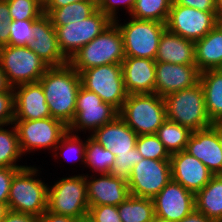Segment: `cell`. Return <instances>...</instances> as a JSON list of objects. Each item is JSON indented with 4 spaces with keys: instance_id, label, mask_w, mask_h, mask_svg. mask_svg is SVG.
I'll return each instance as SVG.
<instances>
[{
    "instance_id": "6da1fadb",
    "label": "cell",
    "mask_w": 222,
    "mask_h": 222,
    "mask_svg": "<svg viewBox=\"0 0 222 222\" xmlns=\"http://www.w3.org/2000/svg\"><path fill=\"white\" fill-rule=\"evenodd\" d=\"M39 82L52 118L62 121L67 127L73 121L81 76L69 64L49 67Z\"/></svg>"
},
{
    "instance_id": "7a4b0ae2",
    "label": "cell",
    "mask_w": 222,
    "mask_h": 222,
    "mask_svg": "<svg viewBox=\"0 0 222 222\" xmlns=\"http://www.w3.org/2000/svg\"><path fill=\"white\" fill-rule=\"evenodd\" d=\"M125 59L123 37L115 22L78 50L69 64L80 74L83 70L106 64H121Z\"/></svg>"
},
{
    "instance_id": "3957f363",
    "label": "cell",
    "mask_w": 222,
    "mask_h": 222,
    "mask_svg": "<svg viewBox=\"0 0 222 222\" xmlns=\"http://www.w3.org/2000/svg\"><path fill=\"white\" fill-rule=\"evenodd\" d=\"M118 115L138 136L156 134L167 119L164 98L156 93L127 95Z\"/></svg>"
},
{
    "instance_id": "277c9868",
    "label": "cell",
    "mask_w": 222,
    "mask_h": 222,
    "mask_svg": "<svg viewBox=\"0 0 222 222\" xmlns=\"http://www.w3.org/2000/svg\"><path fill=\"white\" fill-rule=\"evenodd\" d=\"M38 171L37 168L26 166L14 174L8 196L9 210L38 218L46 212L48 185L36 179Z\"/></svg>"
},
{
    "instance_id": "5b68a950",
    "label": "cell",
    "mask_w": 222,
    "mask_h": 222,
    "mask_svg": "<svg viewBox=\"0 0 222 222\" xmlns=\"http://www.w3.org/2000/svg\"><path fill=\"white\" fill-rule=\"evenodd\" d=\"M163 98L168 120L191 131L206 129L213 124L206 111L204 90L200 82Z\"/></svg>"
},
{
    "instance_id": "8992f818",
    "label": "cell",
    "mask_w": 222,
    "mask_h": 222,
    "mask_svg": "<svg viewBox=\"0 0 222 222\" xmlns=\"http://www.w3.org/2000/svg\"><path fill=\"white\" fill-rule=\"evenodd\" d=\"M0 67L8 84L15 86L39 82L49 66L27 46L0 47Z\"/></svg>"
},
{
    "instance_id": "52a82bcc",
    "label": "cell",
    "mask_w": 222,
    "mask_h": 222,
    "mask_svg": "<svg viewBox=\"0 0 222 222\" xmlns=\"http://www.w3.org/2000/svg\"><path fill=\"white\" fill-rule=\"evenodd\" d=\"M50 187V188H49ZM48 187L47 210L74 219L88 215L86 175L62 178Z\"/></svg>"
},
{
    "instance_id": "ba28073f",
    "label": "cell",
    "mask_w": 222,
    "mask_h": 222,
    "mask_svg": "<svg viewBox=\"0 0 222 222\" xmlns=\"http://www.w3.org/2000/svg\"><path fill=\"white\" fill-rule=\"evenodd\" d=\"M117 24L123 37L125 57L156 59L159 40L166 24L154 20H138Z\"/></svg>"
},
{
    "instance_id": "9c48e42d",
    "label": "cell",
    "mask_w": 222,
    "mask_h": 222,
    "mask_svg": "<svg viewBox=\"0 0 222 222\" xmlns=\"http://www.w3.org/2000/svg\"><path fill=\"white\" fill-rule=\"evenodd\" d=\"M80 76L84 88L96 93L103 102L111 104L118 111L121 109L128 95L121 64H106L86 69Z\"/></svg>"
},
{
    "instance_id": "30bf717a",
    "label": "cell",
    "mask_w": 222,
    "mask_h": 222,
    "mask_svg": "<svg viewBox=\"0 0 222 222\" xmlns=\"http://www.w3.org/2000/svg\"><path fill=\"white\" fill-rule=\"evenodd\" d=\"M22 154L35 149L53 150L68 127L60 120L49 117L38 120H14Z\"/></svg>"
},
{
    "instance_id": "8fae6325",
    "label": "cell",
    "mask_w": 222,
    "mask_h": 222,
    "mask_svg": "<svg viewBox=\"0 0 222 222\" xmlns=\"http://www.w3.org/2000/svg\"><path fill=\"white\" fill-rule=\"evenodd\" d=\"M112 21L100 10L82 21L57 26L58 45L63 55L70 60L83 46L100 35Z\"/></svg>"
},
{
    "instance_id": "7c38bea8",
    "label": "cell",
    "mask_w": 222,
    "mask_h": 222,
    "mask_svg": "<svg viewBox=\"0 0 222 222\" xmlns=\"http://www.w3.org/2000/svg\"><path fill=\"white\" fill-rule=\"evenodd\" d=\"M118 114L119 111L115 107L103 102L96 93L81 85L77 94L75 117L68 126V131L78 133L81 130H93L94 132L113 121Z\"/></svg>"
},
{
    "instance_id": "4fadbf2b",
    "label": "cell",
    "mask_w": 222,
    "mask_h": 222,
    "mask_svg": "<svg viewBox=\"0 0 222 222\" xmlns=\"http://www.w3.org/2000/svg\"><path fill=\"white\" fill-rule=\"evenodd\" d=\"M172 179L170 160L143 158L128 179L130 195L153 199Z\"/></svg>"
},
{
    "instance_id": "5bb4252c",
    "label": "cell",
    "mask_w": 222,
    "mask_h": 222,
    "mask_svg": "<svg viewBox=\"0 0 222 222\" xmlns=\"http://www.w3.org/2000/svg\"><path fill=\"white\" fill-rule=\"evenodd\" d=\"M217 25V12H205L172 3L166 28L185 39L197 41Z\"/></svg>"
},
{
    "instance_id": "9a60e30c",
    "label": "cell",
    "mask_w": 222,
    "mask_h": 222,
    "mask_svg": "<svg viewBox=\"0 0 222 222\" xmlns=\"http://www.w3.org/2000/svg\"><path fill=\"white\" fill-rule=\"evenodd\" d=\"M155 215L179 222L195 209V194L171 179L152 199Z\"/></svg>"
},
{
    "instance_id": "2e32d148",
    "label": "cell",
    "mask_w": 222,
    "mask_h": 222,
    "mask_svg": "<svg viewBox=\"0 0 222 222\" xmlns=\"http://www.w3.org/2000/svg\"><path fill=\"white\" fill-rule=\"evenodd\" d=\"M199 78L200 71L196 65L156 62L154 93L165 97L195 86Z\"/></svg>"
},
{
    "instance_id": "e0dca14e",
    "label": "cell",
    "mask_w": 222,
    "mask_h": 222,
    "mask_svg": "<svg viewBox=\"0 0 222 222\" xmlns=\"http://www.w3.org/2000/svg\"><path fill=\"white\" fill-rule=\"evenodd\" d=\"M172 180L196 194L211 180L214 174L196 157L185 150L170 157Z\"/></svg>"
},
{
    "instance_id": "ac0fdd59",
    "label": "cell",
    "mask_w": 222,
    "mask_h": 222,
    "mask_svg": "<svg viewBox=\"0 0 222 222\" xmlns=\"http://www.w3.org/2000/svg\"><path fill=\"white\" fill-rule=\"evenodd\" d=\"M34 39L27 47L34 51L49 67H58L69 63L61 52L56 29L50 18L43 14L32 25Z\"/></svg>"
},
{
    "instance_id": "d6986e66",
    "label": "cell",
    "mask_w": 222,
    "mask_h": 222,
    "mask_svg": "<svg viewBox=\"0 0 222 222\" xmlns=\"http://www.w3.org/2000/svg\"><path fill=\"white\" fill-rule=\"evenodd\" d=\"M14 120H38L52 117L40 82L13 87Z\"/></svg>"
},
{
    "instance_id": "ffe728a7",
    "label": "cell",
    "mask_w": 222,
    "mask_h": 222,
    "mask_svg": "<svg viewBox=\"0 0 222 222\" xmlns=\"http://www.w3.org/2000/svg\"><path fill=\"white\" fill-rule=\"evenodd\" d=\"M86 190L89 207L98 205L119 206L130 195L128 183L110 173L100 174L99 178L97 176L93 178L87 174Z\"/></svg>"
},
{
    "instance_id": "44dd1931",
    "label": "cell",
    "mask_w": 222,
    "mask_h": 222,
    "mask_svg": "<svg viewBox=\"0 0 222 222\" xmlns=\"http://www.w3.org/2000/svg\"><path fill=\"white\" fill-rule=\"evenodd\" d=\"M185 151L200 160L214 175H222V147L212 127L192 131Z\"/></svg>"
},
{
    "instance_id": "7402d4cb",
    "label": "cell",
    "mask_w": 222,
    "mask_h": 222,
    "mask_svg": "<svg viewBox=\"0 0 222 222\" xmlns=\"http://www.w3.org/2000/svg\"><path fill=\"white\" fill-rule=\"evenodd\" d=\"M127 94L154 93L156 61L125 57L121 63Z\"/></svg>"
},
{
    "instance_id": "603a6c76",
    "label": "cell",
    "mask_w": 222,
    "mask_h": 222,
    "mask_svg": "<svg viewBox=\"0 0 222 222\" xmlns=\"http://www.w3.org/2000/svg\"><path fill=\"white\" fill-rule=\"evenodd\" d=\"M90 137L116 157L118 154L132 153L138 135L118 115L113 121L98 128Z\"/></svg>"
},
{
    "instance_id": "cb8c5ba5",
    "label": "cell",
    "mask_w": 222,
    "mask_h": 222,
    "mask_svg": "<svg viewBox=\"0 0 222 222\" xmlns=\"http://www.w3.org/2000/svg\"><path fill=\"white\" fill-rule=\"evenodd\" d=\"M155 61L196 65L195 42L172 33L166 28L160 37Z\"/></svg>"
},
{
    "instance_id": "d4e9b609",
    "label": "cell",
    "mask_w": 222,
    "mask_h": 222,
    "mask_svg": "<svg viewBox=\"0 0 222 222\" xmlns=\"http://www.w3.org/2000/svg\"><path fill=\"white\" fill-rule=\"evenodd\" d=\"M195 62L200 72L222 69V29L218 25L195 41Z\"/></svg>"
},
{
    "instance_id": "484cf974",
    "label": "cell",
    "mask_w": 222,
    "mask_h": 222,
    "mask_svg": "<svg viewBox=\"0 0 222 222\" xmlns=\"http://www.w3.org/2000/svg\"><path fill=\"white\" fill-rule=\"evenodd\" d=\"M199 82L205 95V107L212 123L222 121V69L200 72Z\"/></svg>"
},
{
    "instance_id": "4316f807",
    "label": "cell",
    "mask_w": 222,
    "mask_h": 222,
    "mask_svg": "<svg viewBox=\"0 0 222 222\" xmlns=\"http://www.w3.org/2000/svg\"><path fill=\"white\" fill-rule=\"evenodd\" d=\"M195 209L209 219L222 220V175H214L195 194Z\"/></svg>"
},
{
    "instance_id": "83f0119b",
    "label": "cell",
    "mask_w": 222,
    "mask_h": 222,
    "mask_svg": "<svg viewBox=\"0 0 222 222\" xmlns=\"http://www.w3.org/2000/svg\"><path fill=\"white\" fill-rule=\"evenodd\" d=\"M122 222H151L155 216L152 199L129 195L119 206Z\"/></svg>"
},
{
    "instance_id": "f1b7e54d",
    "label": "cell",
    "mask_w": 222,
    "mask_h": 222,
    "mask_svg": "<svg viewBox=\"0 0 222 222\" xmlns=\"http://www.w3.org/2000/svg\"><path fill=\"white\" fill-rule=\"evenodd\" d=\"M98 10V6L89 0L74 2L52 10L47 16L50 18L52 25L64 26L69 23L82 21L91 16Z\"/></svg>"
},
{
    "instance_id": "f546056e",
    "label": "cell",
    "mask_w": 222,
    "mask_h": 222,
    "mask_svg": "<svg viewBox=\"0 0 222 222\" xmlns=\"http://www.w3.org/2000/svg\"><path fill=\"white\" fill-rule=\"evenodd\" d=\"M192 131L168 119L158 128L156 135L170 155L186 149Z\"/></svg>"
},
{
    "instance_id": "4dcf8cb0",
    "label": "cell",
    "mask_w": 222,
    "mask_h": 222,
    "mask_svg": "<svg viewBox=\"0 0 222 222\" xmlns=\"http://www.w3.org/2000/svg\"><path fill=\"white\" fill-rule=\"evenodd\" d=\"M11 129H4L3 125H0V168H24L25 165H16L17 159H21L23 154L15 125Z\"/></svg>"
},
{
    "instance_id": "1f68e13d",
    "label": "cell",
    "mask_w": 222,
    "mask_h": 222,
    "mask_svg": "<svg viewBox=\"0 0 222 222\" xmlns=\"http://www.w3.org/2000/svg\"><path fill=\"white\" fill-rule=\"evenodd\" d=\"M173 0H136L130 18L138 20H154L165 23Z\"/></svg>"
},
{
    "instance_id": "d6a6232c",
    "label": "cell",
    "mask_w": 222,
    "mask_h": 222,
    "mask_svg": "<svg viewBox=\"0 0 222 222\" xmlns=\"http://www.w3.org/2000/svg\"><path fill=\"white\" fill-rule=\"evenodd\" d=\"M115 162L110 149L104 148L91 137L86 139L85 164L99 174H109Z\"/></svg>"
},
{
    "instance_id": "836d02e7",
    "label": "cell",
    "mask_w": 222,
    "mask_h": 222,
    "mask_svg": "<svg viewBox=\"0 0 222 222\" xmlns=\"http://www.w3.org/2000/svg\"><path fill=\"white\" fill-rule=\"evenodd\" d=\"M11 20L39 19L44 14L40 0H7Z\"/></svg>"
},
{
    "instance_id": "e575fe53",
    "label": "cell",
    "mask_w": 222,
    "mask_h": 222,
    "mask_svg": "<svg viewBox=\"0 0 222 222\" xmlns=\"http://www.w3.org/2000/svg\"><path fill=\"white\" fill-rule=\"evenodd\" d=\"M136 149L143 158L153 160H170L171 155L156 134L137 137Z\"/></svg>"
},
{
    "instance_id": "d590c367",
    "label": "cell",
    "mask_w": 222,
    "mask_h": 222,
    "mask_svg": "<svg viewBox=\"0 0 222 222\" xmlns=\"http://www.w3.org/2000/svg\"><path fill=\"white\" fill-rule=\"evenodd\" d=\"M36 20H11L9 25V45L27 46L34 39L32 25Z\"/></svg>"
},
{
    "instance_id": "8d00e7d4",
    "label": "cell",
    "mask_w": 222,
    "mask_h": 222,
    "mask_svg": "<svg viewBox=\"0 0 222 222\" xmlns=\"http://www.w3.org/2000/svg\"><path fill=\"white\" fill-rule=\"evenodd\" d=\"M143 159V156L137 151L136 147L132 153L118 154L111 168L110 174L116 178L128 182L132 168Z\"/></svg>"
},
{
    "instance_id": "74e56055",
    "label": "cell",
    "mask_w": 222,
    "mask_h": 222,
    "mask_svg": "<svg viewBox=\"0 0 222 222\" xmlns=\"http://www.w3.org/2000/svg\"><path fill=\"white\" fill-rule=\"evenodd\" d=\"M85 148H86V140L83 143V141L80 139V136L78 137L77 133L73 134L72 132L67 131L60 139V142L55 147L54 151L60 150L59 153L64 154V155H65V153L63 151H65V150H66V152L67 151L74 152V155L76 153V155L78 156V157L76 156L78 158V160L81 159L80 161L83 162L85 165ZM79 156H80V158H79ZM63 158H65V157H63ZM66 158H65V160L68 159V158L67 159ZM77 158H76V160H77Z\"/></svg>"
},
{
    "instance_id": "f35d334b",
    "label": "cell",
    "mask_w": 222,
    "mask_h": 222,
    "mask_svg": "<svg viewBox=\"0 0 222 222\" xmlns=\"http://www.w3.org/2000/svg\"><path fill=\"white\" fill-rule=\"evenodd\" d=\"M88 215L95 222H122L118 213V206H91L88 209Z\"/></svg>"
},
{
    "instance_id": "ab89813d",
    "label": "cell",
    "mask_w": 222,
    "mask_h": 222,
    "mask_svg": "<svg viewBox=\"0 0 222 222\" xmlns=\"http://www.w3.org/2000/svg\"><path fill=\"white\" fill-rule=\"evenodd\" d=\"M14 122V91L0 92V125H13Z\"/></svg>"
},
{
    "instance_id": "60d3db41",
    "label": "cell",
    "mask_w": 222,
    "mask_h": 222,
    "mask_svg": "<svg viewBox=\"0 0 222 222\" xmlns=\"http://www.w3.org/2000/svg\"><path fill=\"white\" fill-rule=\"evenodd\" d=\"M135 3L136 0H102L98 5V10L102 11L112 22H114L118 18L116 17L118 13L116 11L119 5L124 4L128 13L131 14Z\"/></svg>"
},
{
    "instance_id": "b9f144b4",
    "label": "cell",
    "mask_w": 222,
    "mask_h": 222,
    "mask_svg": "<svg viewBox=\"0 0 222 222\" xmlns=\"http://www.w3.org/2000/svg\"><path fill=\"white\" fill-rule=\"evenodd\" d=\"M10 21L7 0H0V47L9 45Z\"/></svg>"
},
{
    "instance_id": "7bdbcfd3",
    "label": "cell",
    "mask_w": 222,
    "mask_h": 222,
    "mask_svg": "<svg viewBox=\"0 0 222 222\" xmlns=\"http://www.w3.org/2000/svg\"><path fill=\"white\" fill-rule=\"evenodd\" d=\"M21 168H0V203L8 204L9 190L14 174Z\"/></svg>"
},
{
    "instance_id": "ee69618b",
    "label": "cell",
    "mask_w": 222,
    "mask_h": 222,
    "mask_svg": "<svg viewBox=\"0 0 222 222\" xmlns=\"http://www.w3.org/2000/svg\"><path fill=\"white\" fill-rule=\"evenodd\" d=\"M175 4L188 6L205 12H216L215 0H173Z\"/></svg>"
},
{
    "instance_id": "f6af8a7d",
    "label": "cell",
    "mask_w": 222,
    "mask_h": 222,
    "mask_svg": "<svg viewBox=\"0 0 222 222\" xmlns=\"http://www.w3.org/2000/svg\"><path fill=\"white\" fill-rule=\"evenodd\" d=\"M39 218L31 215L9 210L1 222H38Z\"/></svg>"
},
{
    "instance_id": "bcb514c9",
    "label": "cell",
    "mask_w": 222,
    "mask_h": 222,
    "mask_svg": "<svg viewBox=\"0 0 222 222\" xmlns=\"http://www.w3.org/2000/svg\"><path fill=\"white\" fill-rule=\"evenodd\" d=\"M76 219L65 216V215H59L54 214L48 210L39 218L38 222H75Z\"/></svg>"
},
{
    "instance_id": "7dc6e473",
    "label": "cell",
    "mask_w": 222,
    "mask_h": 222,
    "mask_svg": "<svg viewBox=\"0 0 222 222\" xmlns=\"http://www.w3.org/2000/svg\"><path fill=\"white\" fill-rule=\"evenodd\" d=\"M84 0H46L44 3V14L48 15L52 10L74 2H81Z\"/></svg>"
},
{
    "instance_id": "c3c4849f",
    "label": "cell",
    "mask_w": 222,
    "mask_h": 222,
    "mask_svg": "<svg viewBox=\"0 0 222 222\" xmlns=\"http://www.w3.org/2000/svg\"><path fill=\"white\" fill-rule=\"evenodd\" d=\"M179 222H216V221L207 218L204 214L194 209L190 214H188Z\"/></svg>"
},
{
    "instance_id": "681fc988",
    "label": "cell",
    "mask_w": 222,
    "mask_h": 222,
    "mask_svg": "<svg viewBox=\"0 0 222 222\" xmlns=\"http://www.w3.org/2000/svg\"><path fill=\"white\" fill-rule=\"evenodd\" d=\"M13 91V88L8 84L6 76L0 67V92Z\"/></svg>"
},
{
    "instance_id": "f907efd6",
    "label": "cell",
    "mask_w": 222,
    "mask_h": 222,
    "mask_svg": "<svg viewBox=\"0 0 222 222\" xmlns=\"http://www.w3.org/2000/svg\"><path fill=\"white\" fill-rule=\"evenodd\" d=\"M211 127L217 132V136L222 147V121L214 122Z\"/></svg>"
},
{
    "instance_id": "816d5d0a",
    "label": "cell",
    "mask_w": 222,
    "mask_h": 222,
    "mask_svg": "<svg viewBox=\"0 0 222 222\" xmlns=\"http://www.w3.org/2000/svg\"><path fill=\"white\" fill-rule=\"evenodd\" d=\"M8 211V204L0 203V222L5 218Z\"/></svg>"
},
{
    "instance_id": "f5cc1de1",
    "label": "cell",
    "mask_w": 222,
    "mask_h": 222,
    "mask_svg": "<svg viewBox=\"0 0 222 222\" xmlns=\"http://www.w3.org/2000/svg\"><path fill=\"white\" fill-rule=\"evenodd\" d=\"M75 222H95L89 215L77 218Z\"/></svg>"
},
{
    "instance_id": "db71d44e",
    "label": "cell",
    "mask_w": 222,
    "mask_h": 222,
    "mask_svg": "<svg viewBox=\"0 0 222 222\" xmlns=\"http://www.w3.org/2000/svg\"><path fill=\"white\" fill-rule=\"evenodd\" d=\"M215 1H216L217 15H222V0H215Z\"/></svg>"
},
{
    "instance_id": "11a10c76",
    "label": "cell",
    "mask_w": 222,
    "mask_h": 222,
    "mask_svg": "<svg viewBox=\"0 0 222 222\" xmlns=\"http://www.w3.org/2000/svg\"><path fill=\"white\" fill-rule=\"evenodd\" d=\"M151 222H172V221H169V220H166V219H163V218H160L158 216H154L153 220Z\"/></svg>"
},
{
    "instance_id": "9f6ffc18",
    "label": "cell",
    "mask_w": 222,
    "mask_h": 222,
    "mask_svg": "<svg viewBox=\"0 0 222 222\" xmlns=\"http://www.w3.org/2000/svg\"><path fill=\"white\" fill-rule=\"evenodd\" d=\"M217 25L222 29V15H217Z\"/></svg>"
},
{
    "instance_id": "6f0895ef",
    "label": "cell",
    "mask_w": 222,
    "mask_h": 222,
    "mask_svg": "<svg viewBox=\"0 0 222 222\" xmlns=\"http://www.w3.org/2000/svg\"><path fill=\"white\" fill-rule=\"evenodd\" d=\"M89 1H92L93 3H95L98 6L102 0H89Z\"/></svg>"
}]
</instances>
